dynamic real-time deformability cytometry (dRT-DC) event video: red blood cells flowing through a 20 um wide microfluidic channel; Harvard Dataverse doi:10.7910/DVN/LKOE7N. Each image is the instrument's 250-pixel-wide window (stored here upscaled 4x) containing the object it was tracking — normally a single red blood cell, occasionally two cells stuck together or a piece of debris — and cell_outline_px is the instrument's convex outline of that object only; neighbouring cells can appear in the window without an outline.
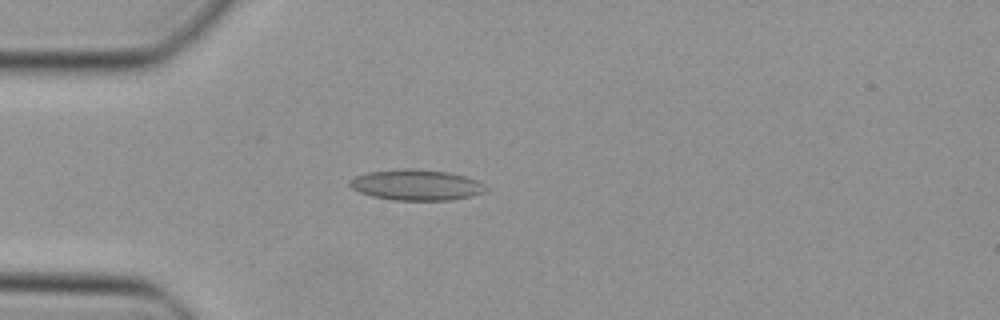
{"species": "Egyptian fruit bat (a non-hibernating species)", "species_latin": "Rousettus aegyptiacus", "temperature_condition": "cold", "stored_images_in_passage": 46, "camera_frame_rate_fps": 3000, "um_per_image_px": 0.085, "animal": {"sex": "female"}, "frame": {"image": 1, "passage_image": 12, "time_ms": 3.667, "image_size_px": [1000, 320], "cell_outline_px": [[488, 188], [484, 192], [472, 196], [452, 200], [392, 200], [372, 196], [360, 192], [352, 188], [348, 184], [348, 180], [356, 176], [368, 172], [404, 168], [412, 168], [448, 172], [464, 176], [476, 180], [484, 184]], "centroid_in_image_um": [35.38, 15.72], "position_along_channel_um": 49.6, "area_um2": 24.45}}
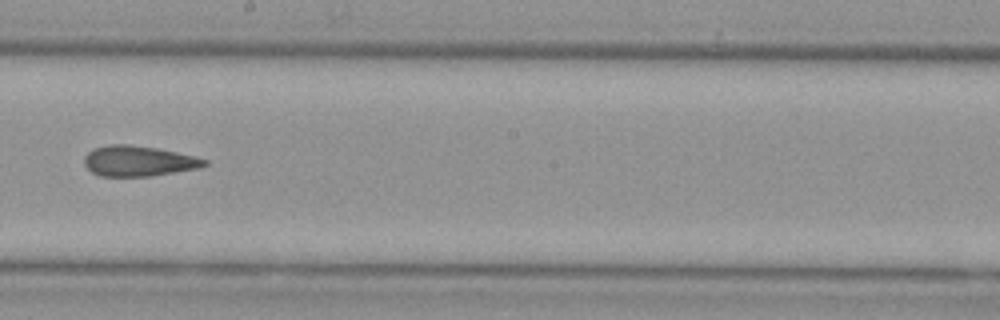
{"frame": {"image": 2, "passage_image": 26, "time_ms": 8.333, "image_size_px": [1000, 320], "cell_outline_px": [[208, 164], [200, 168], [152, 176], [100, 176], [92, 172], [84, 164], [84, 156], [92, 148], [108, 144], [128, 144], [156, 148], [196, 156], [208, 160]], "centroid_in_image_um": [11.78, 13.68], "position_along_channel_um": 236.4, "area_um2": 21.5}}
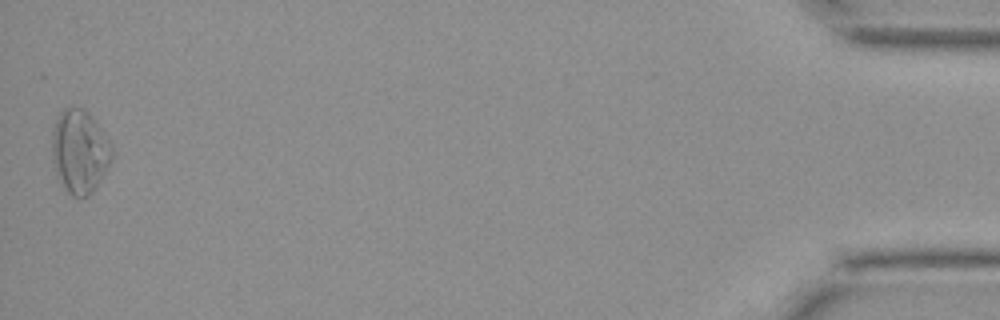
{"frame": {"image": 3, "passage_image": 46, "time_ms": 15.0, "image_size_px": [1000, 320], "cell_outline_px": [[112, 160], [108, 168], [96, 188], [88, 196], [72, 196], [60, 184], [56, 176], [52, 164], [52, 128], [60, 112], [64, 108], [72, 104], [84, 108], [88, 112], [112, 144]], "centroid_in_image_um": [6.75, 12.86], "position_along_channel_um": 428.4, "area_um2": 29.71}}